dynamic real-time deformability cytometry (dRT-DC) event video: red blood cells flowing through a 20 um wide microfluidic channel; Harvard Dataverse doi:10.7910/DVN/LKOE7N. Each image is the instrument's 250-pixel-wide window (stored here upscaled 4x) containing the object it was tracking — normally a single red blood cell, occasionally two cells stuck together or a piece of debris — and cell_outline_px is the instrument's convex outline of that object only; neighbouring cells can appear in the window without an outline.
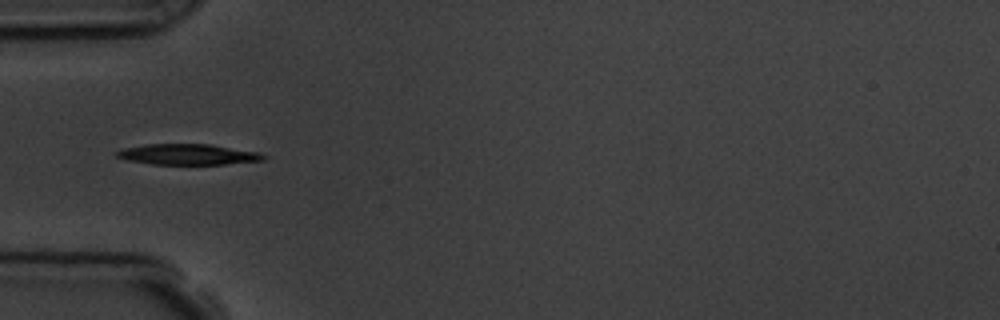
{"species": "common noctule bat (a hibernating species)", "species_latin": "Nyctalus noctula", "temperature_condition": "room temperature", "stored_images_in_passage": 6, "camera_frame_rate_fps": 3000, "um_per_image_px": 0.085, "animal": {"sex": "male", "body_mass_g": 19.5, "forearm_length_mm": 54.6}, "frame": {"image": 1, "passage_image": 5, "time_ms": 4.667, "image_size_px": [1000, 320], "cell_outline_px": [[268, 156], [264, 160], [224, 164], [152, 164], [128, 160], [116, 156], [112, 152], [124, 148], [148, 144], [208, 144], [260, 152]], "centroid_in_image_um": [15.98, 13.12], "position_along_channel_um": 69.0, "area_um2": 17.69}}